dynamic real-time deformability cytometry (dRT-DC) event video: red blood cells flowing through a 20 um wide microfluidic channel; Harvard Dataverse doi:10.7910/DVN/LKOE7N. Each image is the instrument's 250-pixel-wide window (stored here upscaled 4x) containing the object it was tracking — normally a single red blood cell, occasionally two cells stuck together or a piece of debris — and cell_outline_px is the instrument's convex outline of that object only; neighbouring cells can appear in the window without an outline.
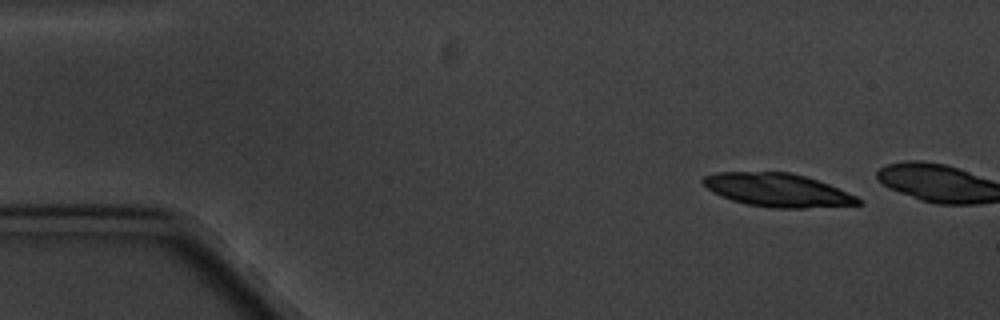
{"species": "common noctule bat (a hibernating species)", "species_latin": "Nyctalus noctula", "temperature_condition": "cold", "stored_images_in_passage": 3, "camera_frame_rate_fps": 3000, "um_per_image_px": 0.085, "animal": {"sex": "male", "body_mass_g": 20.1, "forearm_length_mm": 53.5}, "frame": {"image": 1, "passage_image": 1, "time_ms": 0.0, "image_size_px": [1000, 320], "cell_outline_px": [[860, 204], [804, 208], [768, 208], [748, 204], [732, 200], [712, 192], [700, 180], [704, 176], [716, 172], [792, 172], [828, 184], [848, 192], [856, 196], [860, 200]], "centroid_in_image_um": [66.06, 16.15], "position_along_channel_um": 18.9, "area_um2": 29.94}}